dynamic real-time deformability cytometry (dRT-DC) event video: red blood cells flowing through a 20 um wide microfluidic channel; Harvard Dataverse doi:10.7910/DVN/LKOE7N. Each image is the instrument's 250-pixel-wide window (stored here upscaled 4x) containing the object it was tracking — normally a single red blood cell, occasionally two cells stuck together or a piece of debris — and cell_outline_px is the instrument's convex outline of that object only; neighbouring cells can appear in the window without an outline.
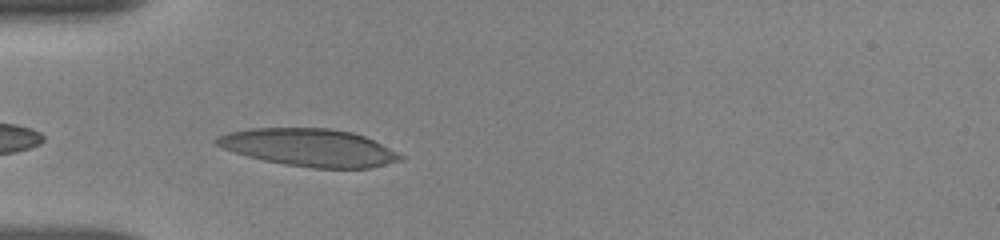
{"species": "human", "species_latin": "Homo sapiens", "temperature_condition": "room temperature", "stored_images_in_passage": 22, "camera_frame_rate_fps": 3000, "um_per_image_px": 0.085, "donor": {"sex": "female"}, "frame": {"image": 1, "passage_image": 17, "time_ms": 4.333, "image_size_px": [1000, 240], "cell_outline_px": [[404, 160], [368, 168], [312, 168], [284, 164], [264, 160], [248, 156], [224, 148], [216, 144], [212, 140], [228, 132], [248, 128], [328, 128], [352, 132], [364, 136], [404, 156]], "centroid_in_image_um": [26.28, 12.54], "position_along_channel_um": 58.7, "area_um2": 39.94}}